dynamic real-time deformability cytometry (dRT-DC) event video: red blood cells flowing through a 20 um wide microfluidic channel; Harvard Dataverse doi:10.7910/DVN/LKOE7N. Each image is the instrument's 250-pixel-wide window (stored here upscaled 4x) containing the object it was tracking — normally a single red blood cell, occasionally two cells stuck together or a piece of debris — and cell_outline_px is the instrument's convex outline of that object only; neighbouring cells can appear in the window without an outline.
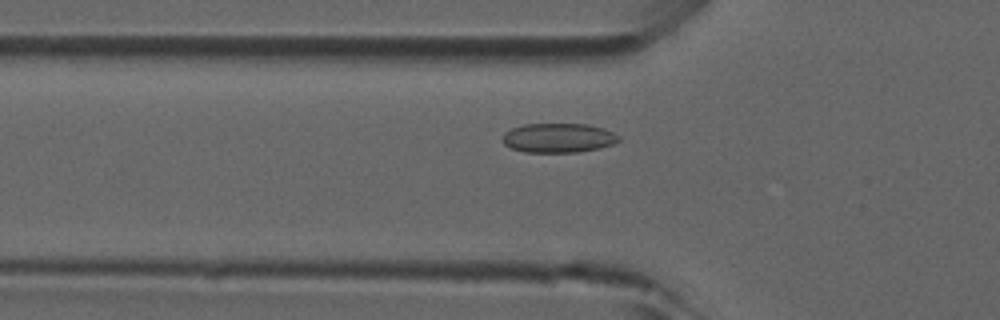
{"species": "common noctule bat (a hibernating species)", "species_latin": "Nyctalus noctula", "temperature_condition": "room temperature", "stored_images_in_passage": 46, "camera_frame_rate_fps": 3000, "um_per_image_px": 0.085, "animal": {"sex": "male", "forearm_length_mm": 52.5}, "frame": {"image": 1, "passage_image": 14, "time_ms": 4.333, "image_size_px": [1000, 320], "cell_outline_px": [[620, 140], [612, 144], [600, 148], [576, 152], [524, 152], [512, 148], [504, 144], [500, 140], [500, 136], [504, 132], [512, 128], [524, 124], [588, 124], [604, 128], [620, 136]], "centroid_in_image_um": [47.43, 11.72], "position_along_channel_um": 78.4, "area_um2": 20.06}}